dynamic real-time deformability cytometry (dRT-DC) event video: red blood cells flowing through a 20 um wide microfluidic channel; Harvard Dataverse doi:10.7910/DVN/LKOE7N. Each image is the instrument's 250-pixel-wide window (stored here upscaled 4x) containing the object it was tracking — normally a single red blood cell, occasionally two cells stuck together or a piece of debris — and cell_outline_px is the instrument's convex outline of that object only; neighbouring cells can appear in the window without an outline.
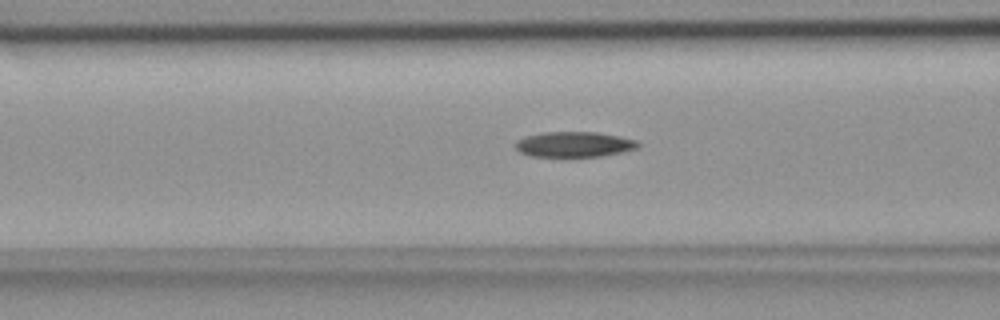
{"species": "common noctule bat (a hibernating species)", "species_latin": "Nyctalus noctula", "temperature_condition": "room temperature", "stored_images_in_passage": 37, "camera_frame_rate_fps": 3000, "um_per_image_px": 0.085, "animal": {"sex": "female", "body_mass_g": 18.4}, "frame": {"image": 1, "passage_image": 5, "time_ms": 1.333, "image_size_px": [1000, 320], "cell_outline_px": [[640, 144], [636, 148], [624, 152], [604, 156], [532, 156], [520, 152], [516, 148], [516, 140], [524, 136], [544, 132], [596, 132], [620, 136], [636, 140]], "centroid_in_image_um": [48.82, 12.26], "position_along_channel_um": 117.8, "area_um2": 18.09}}
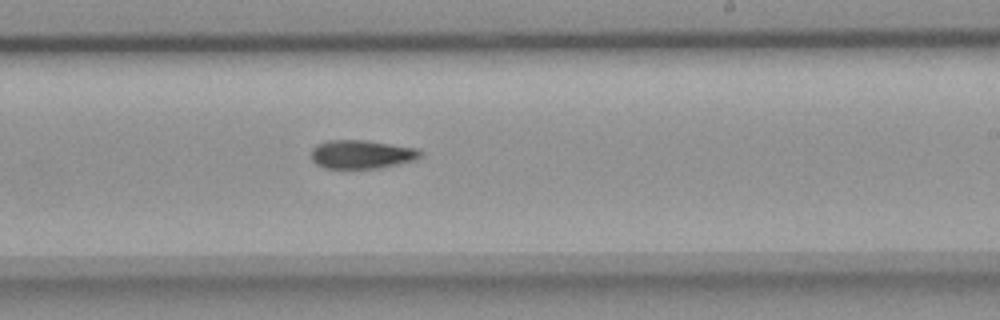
{"frame": {"image": 2, "passage_image": 16, "time_ms": 5.0, "image_size_px": [1000, 320], "cell_outline_px": [[424, 152], [420, 156], [412, 160], [380, 168], [324, 168], [316, 164], [312, 160], [312, 148], [316, 144], [328, 140], [364, 140], [416, 148]], "centroid_in_image_um": [30.7, 13.11], "position_along_channel_um": 258.3, "area_um2": 18.03}}
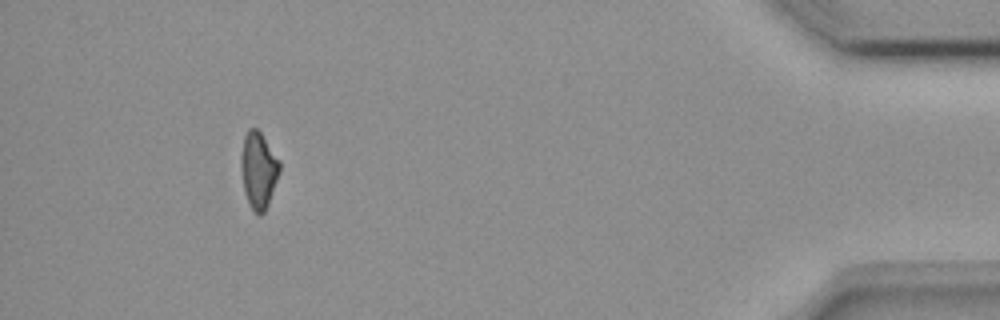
{"frame": {"image": 3, "passage_image": 33, "time_ms": 10.667, "image_size_px": [1000, 320], "cell_outline_px": [[280, 172], [268, 204], [264, 212], [260, 216], [252, 208], [244, 192], [240, 164], [240, 156], [244, 136], [248, 128], [256, 128], [260, 132], [280, 160]], "centroid_in_image_um": [21.97, 14.43], "position_along_channel_um": 413.2, "area_um2": 17.17}}